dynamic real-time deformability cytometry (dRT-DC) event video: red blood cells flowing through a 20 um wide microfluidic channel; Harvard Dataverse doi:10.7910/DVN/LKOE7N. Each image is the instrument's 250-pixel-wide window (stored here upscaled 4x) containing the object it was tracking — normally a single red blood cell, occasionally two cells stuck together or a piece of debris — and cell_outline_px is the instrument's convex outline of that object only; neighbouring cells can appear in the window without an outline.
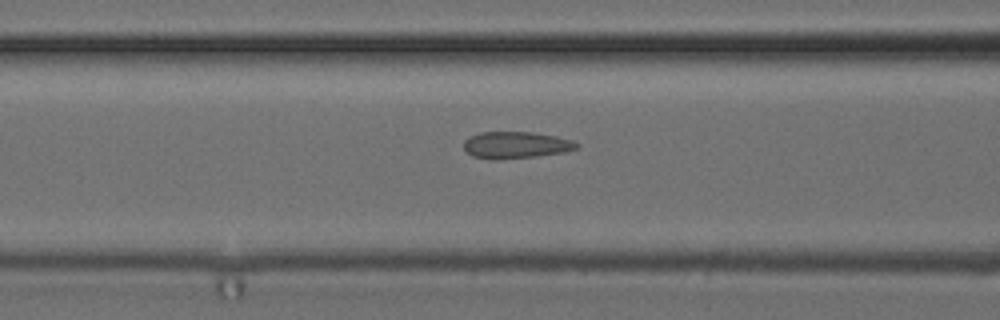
{"species": "common noctule bat (a hibernating species)", "species_latin": "Nyctalus noctula", "temperature_condition": "cold", "stored_images_in_passage": 33, "camera_frame_rate_fps": 3000, "um_per_image_px": 0.085, "animal": {"sex": "female", "body_mass_g": 24.6, "forearm_length_mm": 56.2}, "frame": {"image": 1, "passage_image": 12, "time_ms": 3.667, "image_size_px": [1000, 320], "cell_outline_px": [[580, 148], [564, 152], [536, 156], [496, 160], [472, 156], [464, 148], [464, 140], [468, 136], [480, 132], [532, 132], [556, 136], [572, 140], [580, 144]], "centroid_in_image_um": [43.86, 12.32], "position_along_channel_um": 122.7, "area_um2": 17.74}}
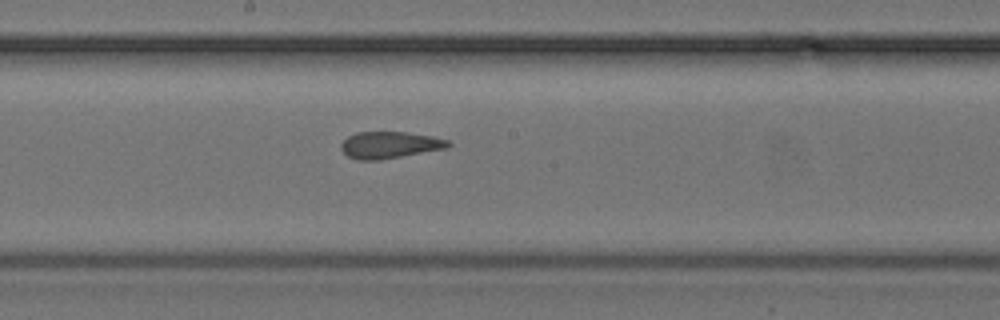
{"frame": {"image": 2, "passage_image": 19, "time_ms": 6.0, "image_size_px": [1000, 320], "cell_outline_px": [[452, 144], [448, 148], [380, 160], [356, 160], [348, 156], [340, 148], [340, 144], [348, 136], [356, 132], [408, 132], [432, 136], [448, 140]], "centroid_in_image_um": [33.13, 12.32], "position_along_channel_um": 215.1, "area_um2": 16.82}}
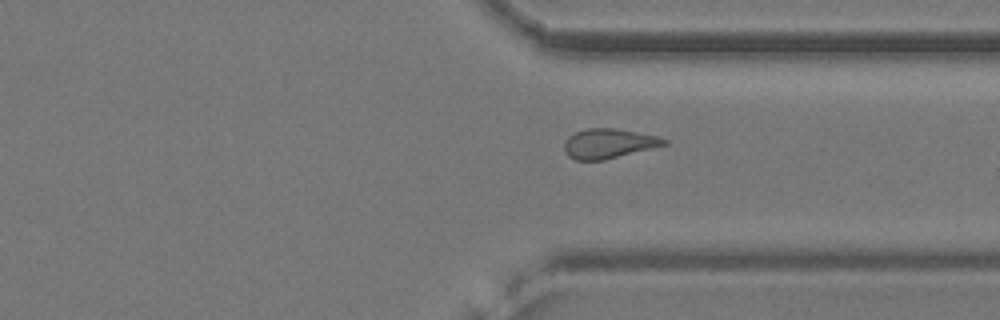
{"frame": {"image": 3, "passage_image": 30, "time_ms": 9.667, "image_size_px": [1000, 320], "cell_outline_px": [[668, 144], [604, 160], [576, 160], [568, 156], [564, 152], [564, 140], [568, 136], [576, 132], [588, 128], [612, 128], [636, 132], [656, 136], [668, 140]], "centroid_in_image_um": [51.69, 12.2], "position_along_channel_um": 359.7, "area_um2": 17.17}}